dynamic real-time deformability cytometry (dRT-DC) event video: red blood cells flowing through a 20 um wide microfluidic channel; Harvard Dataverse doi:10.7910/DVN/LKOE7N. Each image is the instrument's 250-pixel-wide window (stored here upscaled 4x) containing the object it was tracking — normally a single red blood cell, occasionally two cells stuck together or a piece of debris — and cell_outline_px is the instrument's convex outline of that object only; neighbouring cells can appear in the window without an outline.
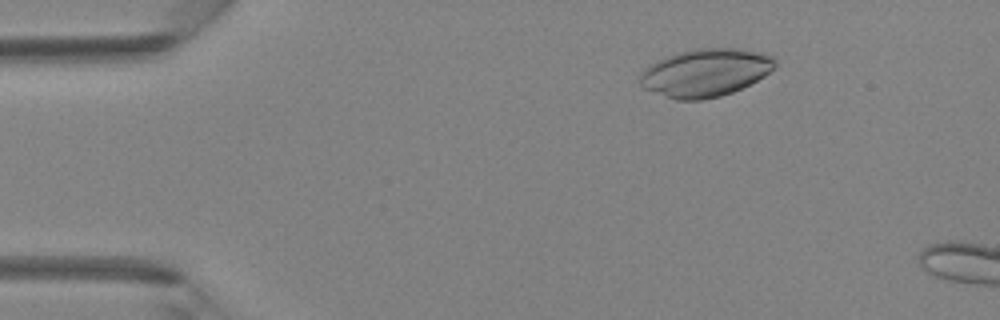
{"species": "Egyptian fruit bat (a non-hibernating species)", "species_latin": "Rousettus aegyptiacus", "temperature_condition": "room temperature", "stored_images_in_passage": 3, "camera_frame_rate_fps": 3000, "um_per_image_px": 0.085, "animal": {"sex": "female"}, "frame": {"image": 1, "passage_image": 2, "time_ms": 1.333, "image_size_px": [1000, 320], "cell_outline_px": [[776, 68], [764, 76], [732, 92], [720, 96], [700, 100], [676, 100], [644, 88], [640, 84], [640, 72], [648, 64], [668, 56], [680, 52], [696, 48], [732, 48], [764, 52], [772, 56], [776, 60]], "centroid_in_image_um": [59.97, 6.17], "position_along_channel_um": 25.0, "area_um2": 37.63}}